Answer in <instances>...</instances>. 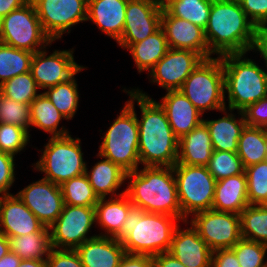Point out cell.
<instances>
[{"instance_id":"obj_1","label":"cell","mask_w":267,"mask_h":267,"mask_svg":"<svg viewBox=\"0 0 267 267\" xmlns=\"http://www.w3.org/2000/svg\"><path fill=\"white\" fill-rule=\"evenodd\" d=\"M135 91V102L141 109L138 153L144 166L173 167L178 158V141L158 102L140 89Z\"/></svg>"},{"instance_id":"obj_2","label":"cell","mask_w":267,"mask_h":267,"mask_svg":"<svg viewBox=\"0 0 267 267\" xmlns=\"http://www.w3.org/2000/svg\"><path fill=\"white\" fill-rule=\"evenodd\" d=\"M256 26L249 20L238 0H212L209 20L204 29L211 54L252 51Z\"/></svg>"},{"instance_id":"obj_3","label":"cell","mask_w":267,"mask_h":267,"mask_svg":"<svg viewBox=\"0 0 267 267\" xmlns=\"http://www.w3.org/2000/svg\"><path fill=\"white\" fill-rule=\"evenodd\" d=\"M125 194L133 206L147 213H161L182 220L173 167L144 166L126 173Z\"/></svg>"},{"instance_id":"obj_4","label":"cell","mask_w":267,"mask_h":267,"mask_svg":"<svg viewBox=\"0 0 267 267\" xmlns=\"http://www.w3.org/2000/svg\"><path fill=\"white\" fill-rule=\"evenodd\" d=\"M179 221L177 217L147 213L133 206L115 238L121 241L126 253L154 256L169 252Z\"/></svg>"},{"instance_id":"obj_5","label":"cell","mask_w":267,"mask_h":267,"mask_svg":"<svg viewBox=\"0 0 267 267\" xmlns=\"http://www.w3.org/2000/svg\"><path fill=\"white\" fill-rule=\"evenodd\" d=\"M247 53L222 55L224 69V90L228 93L226 109L243 111L249 105L267 96V71L260 68L253 59L244 57Z\"/></svg>"},{"instance_id":"obj_6","label":"cell","mask_w":267,"mask_h":267,"mask_svg":"<svg viewBox=\"0 0 267 267\" xmlns=\"http://www.w3.org/2000/svg\"><path fill=\"white\" fill-rule=\"evenodd\" d=\"M130 99L123 106L120 115L114 120L104 133L103 141L99 146L98 157L111 160L126 173L138 169L140 164L138 145L139 127L135 112V91L123 90Z\"/></svg>"},{"instance_id":"obj_7","label":"cell","mask_w":267,"mask_h":267,"mask_svg":"<svg viewBox=\"0 0 267 267\" xmlns=\"http://www.w3.org/2000/svg\"><path fill=\"white\" fill-rule=\"evenodd\" d=\"M180 91L197 110L222 112L226 108L221 57L203 59L184 81Z\"/></svg>"},{"instance_id":"obj_8","label":"cell","mask_w":267,"mask_h":267,"mask_svg":"<svg viewBox=\"0 0 267 267\" xmlns=\"http://www.w3.org/2000/svg\"><path fill=\"white\" fill-rule=\"evenodd\" d=\"M41 158L34 164L36 170L45 173L43 178L55 184L80 176L86 171L81 140L70 134L49 138Z\"/></svg>"},{"instance_id":"obj_9","label":"cell","mask_w":267,"mask_h":267,"mask_svg":"<svg viewBox=\"0 0 267 267\" xmlns=\"http://www.w3.org/2000/svg\"><path fill=\"white\" fill-rule=\"evenodd\" d=\"M173 172L182 220L188 224L189 215L212 209L216 179L206 166L175 164Z\"/></svg>"},{"instance_id":"obj_10","label":"cell","mask_w":267,"mask_h":267,"mask_svg":"<svg viewBox=\"0 0 267 267\" xmlns=\"http://www.w3.org/2000/svg\"><path fill=\"white\" fill-rule=\"evenodd\" d=\"M0 42L35 53L52 44L31 0L0 19Z\"/></svg>"},{"instance_id":"obj_11","label":"cell","mask_w":267,"mask_h":267,"mask_svg":"<svg viewBox=\"0 0 267 267\" xmlns=\"http://www.w3.org/2000/svg\"><path fill=\"white\" fill-rule=\"evenodd\" d=\"M95 223V207L64 204L61 214L49 227L51 247L76 249L88 239L97 236H87Z\"/></svg>"},{"instance_id":"obj_12","label":"cell","mask_w":267,"mask_h":267,"mask_svg":"<svg viewBox=\"0 0 267 267\" xmlns=\"http://www.w3.org/2000/svg\"><path fill=\"white\" fill-rule=\"evenodd\" d=\"M192 216L190 224L212 251L232 248L242 238L239 214L209 209Z\"/></svg>"},{"instance_id":"obj_13","label":"cell","mask_w":267,"mask_h":267,"mask_svg":"<svg viewBox=\"0 0 267 267\" xmlns=\"http://www.w3.org/2000/svg\"><path fill=\"white\" fill-rule=\"evenodd\" d=\"M44 32L52 41L70 33V28L87 21L88 0H31ZM68 30V31H67Z\"/></svg>"},{"instance_id":"obj_14","label":"cell","mask_w":267,"mask_h":267,"mask_svg":"<svg viewBox=\"0 0 267 267\" xmlns=\"http://www.w3.org/2000/svg\"><path fill=\"white\" fill-rule=\"evenodd\" d=\"M46 48L35 52L31 60L30 71L40 89L54 87L57 84L68 81L85 66L78 65L74 61L73 50H54L47 56Z\"/></svg>"},{"instance_id":"obj_15","label":"cell","mask_w":267,"mask_h":267,"mask_svg":"<svg viewBox=\"0 0 267 267\" xmlns=\"http://www.w3.org/2000/svg\"><path fill=\"white\" fill-rule=\"evenodd\" d=\"M203 59L199 53L191 50L169 48L149 71L150 81L166 91L180 90L186 78Z\"/></svg>"},{"instance_id":"obj_16","label":"cell","mask_w":267,"mask_h":267,"mask_svg":"<svg viewBox=\"0 0 267 267\" xmlns=\"http://www.w3.org/2000/svg\"><path fill=\"white\" fill-rule=\"evenodd\" d=\"M16 195L48 228L56 221L64 207L60 185L45 178L30 183Z\"/></svg>"},{"instance_id":"obj_17","label":"cell","mask_w":267,"mask_h":267,"mask_svg":"<svg viewBox=\"0 0 267 267\" xmlns=\"http://www.w3.org/2000/svg\"><path fill=\"white\" fill-rule=\"evenodd\" d=\"M162 8L148 0H128L122 36L117 42L126 48L143 41L161 28Z\"/></svg>"},{"instance_id":"obj_18","label":"cell","mask_w":267,"mask_h":267,"mask_svg":"<svg viewBox=\"0 0 267 267\" xmlns=\"http://www.w3.org/2000/svg\"><path fill=\"white\" fill-rule=\"evenodd\" d=\"M161 28L169 48L191 50L199 53L204 59L211 58L204 29L200 26L174 17L165 9L161 14Z\"/></svg>"},{"instance_id":"obj_19","label":"cell","mask_w":267,"mask_h":267,"mask_svg":"<svg viewBox=\"0 0 267 267\" xmlns=\"http://www.w3.org/2000/svg\"><path fill=\"white\" fill-rule=\"evenodd\" d=\"M37 231H49L17 195L0 196V233L17 237Z\"/></svg>"},{"instance_id":"obj_20","label":"cell","mask_w":267,"mask_h":267,"mask_svg":"<svg viewBox=\"0 0 267 267\" xmlns=\"http://www.w3.org/2000/svg\"><path fill=\"white\" fill-rule=\"evenodd\" d=\"M190 226L176 228L169 252L187 267H211L213 251Z\"/></svg>"},{"instance_id":"obj_21","label":"cell","mask_w":267,"mask_h":267,"mask_svg":"<svg viewBox=\"0 0 267 267\" xmlns=\"http://www.w3.org/2000/svg\"><path fill=\"white\" fill-rule=\"evenodd\" d=\"M161 100L158 103L165 110L173 133L178 139L203 122V115L180 90L167 91Z\"/></svg>"},{"instance_id":"obj_22","label":"cell","mask_w":267,"mask_h":267,"mask_svg":"<svg viewBox=\"0 0 267 267\" xmlns=\"http://www.w3.org/2000/svg\"><path fill=\"white\" fill-rule=\"evenodd\" d=\"M75 250L84 267H118L126 253L121 241L100 234L88 239Z\"/></svg>"},{"instance_id":"obj_23","label":"cell","mask_w":267,"mask_h":267,"mask_svg":"<svg viewBox=\"0 0 267 267\" xmlns=\"http://www.w3.org/2000/svg\"><path fill=\"white\" fill-rule=\"evenodd\" d=\"M128 0H88L87 21L118 42L122 36Z\"/></svg>"},{"instance_id":"obj_24","label":"cell","mask_w":267,"mask_h":267,"mask_svg":"<svg viewBox=\"0 0 267 267\" xmlns=\"http://www.w3.org/2000/svg\"><path fill=\"white\" fill-rule=\"evenodd\" d=\"M213 151L209 130L201 122L179 139L176 164L207 166Z\"/></svg>"},{"instance_id":"obj_25","label":"cell","mask_w":267,"mask_h":267,"mask_svg":"<svg viewBox=\"0 0 267 267\" xmlns=\"http://www.w3.org/2000/svg\"><path fill=\"white\" fill-rule=\"evenodd\" d=\"M248 205L245 172L216 181L213 210L240 215Z\"/></svg>"},{"instance_id":"obj_26","label":"cell","mask_w":267,"mask_h":267,"mask_svg":"<svg viewBox=\"0 0 267 267\" xmlns=\"http://www.w3.org/2000/svg\"><path fill=\"white\" fill-rule=\"evenodd\" d=\"M230 113L227 114L226 108L222 111L225 116L218 118L217 120H205L212 146L217 151H230L237 152V144L240 138L242 130L246 126L244 114L242 111H237L240 118L237 120L233 110H228Z\"/></svg>"},{"instance_id":"obj_27","label":"cell","mask_w":267,"mask_h":267,"mask_svg":"<svg viewBox=\"0 0 267 267\" xmlns=\"http://www.w3.org/2000/svg\"><path fill=\"white\" fill-rule=\"evenodd\" d=\"M133 207L128 196L124 193L117 197L99 198L95 205L96 224L104 229L100 236L115 238L123 228L129 210Z\"/></svg>"},{"instance_id":"obj_28","label":"cell","mask_w":267,"mask_h":267,"mask_svg":"<svg viewBox=\"0 0 267 267\" xmlns=\"http://www.w3.org/2000/svg\"><path fill=\"white\" fill-rule=\"evenodd\" d=\"M85 174L98 198H106L110 194V197H117L125 193V190L120 194L115 193L125 182L126 172L111 160L104 158L98 161L90 172L86 165Z\"/></svg>"},{"instance_id":"obj_29","label":"cell","mask_w":267,"mask_h":267,"mask_svg":"<svg viewBox=\"0 0 267 267\" xmlns=\"http://www.w3.org/2000/svg\"><path fill=\"white\" fill-rule=\"evenodd\" d=\"M126 50L134 58L138 72L149 71L169 50L168 42L164 30L160 28L154 34L148 36L143 41L129 44Z\"/></svg>"},{"instance_id":"obj_30","label":"cell","mask_w":267,"mask_h":267,"mask_svg":"<svg viewBox=\"0 0 267 267\" xmlns=\"http://www.w3.org/2000/svg\"><path fill=\"white\" fill-rule=\"evenodd\" d=\"M31 127L35 126L52 137L65 136L69 132L63 127H59L60 121L67 118L61 114L52 104L50 99L42 92L30 104Z\"/></svg>"},{"instance_id":"obj_31","label":"cell","mask_w":267,"mask_h":267,"mask_svg":"<svg viewBox=\"0 0 267 267\" xmlns=\"http://www.w3.org/2000/svg\"><path fill=\"white\" fill-rule=\"evenodd\" d=\"M244 168L264 161L267 154V129L245 126L237 144Z\"/></svg>"},{"instance_id":"obj_32","label":"cell","mask_w":267,"mask_h":267,"mask_svg":"<svg viewBox=\"0 0 267 267\" xmlns=\"http://www.w3.org/2000/svg\"><path fill=\"white\" fill-rule=\"evenodd\" d=\"M10 251L21 259L46 260L51 250L49 231L8 237Z\"/></svg>"},{"instance_id":"obj_33","label":"cell","mask_w":267,"mask_h":267,"mask_svg":"<svg viewBox=\"0 0 267 267\" xmlns=\"http://www.w3.org/2000/svg\"><path fill=\"white\" fill-rule=\"evenodd\" d=\"M33 54L0 42V85L17 75L29 72Z\"/></svg>"},{"instance_id":"obj_34","label":"cell","mask_w":267,"mask_h":267,"mask_svg":"<svg viewBox=\"0 0 267 267\" xmlns=\"http://www.w3.org/2000/svg\"><path fill=\"white\" fill-rule=\"evenodd\" d=\"M240 218L242 238L267 245V205H248Z\"/></svg>"},{"instance_id":"obj_35","label":"cell","mask_w":267,"mask_h":267,"mask_svg":"<svg viewBox=\"0 0 267 267\" xmlns=\"http://www.w3.org/2000/svg\"><path fill=\"white\" fill-rule=\"evenodd\" d=\"M75 76L76 74L68 81L47 88L48 90L43 92L67 120L75 116L79 103L78 85Z\"/></svg>"},{"instance_id":"obj_36","label":"cell","mask_w":267,"mask_h":267,"mask_svg":"<svg viewBox=\"0 0 267 267\" xmlns=\"http://www.w3.org/2000/svg\"><path fill=\"white\" fill-rule=\"evenodd\" d=\"M60 188L66 205L95 207L98 203L99 198L85 173L63 182Z\"/></svg>"},{"instance_id":"obj_37","label":"cell","mask_w":267,"mask_h":267,"mask_svg":"<svg viewBox=\"0 0 267 267\" xmlns=\"http://www.w3.org/2000/svg\"><path fill=\"white\" fill-rule=\"evenodd\" d=\"M212 0H177L166 10L174 17L182 18L205 29L211 9Z\"/></svg>"},{"instance_id":"obj_38","label":"cell","mask_w":267,"mask_h":267,"mask_svg":"<svg viewBox=\"0 0 267 267\" xmlns=\"http://www.w3.org/2000/svg\"><path fill=\"white\" fill-rule=\"evenodd\" d=\"M31 71L17 75L0 85V93L16 102L30 105L39 95Z\"/></svg>"},{"instance_id":"obj_39","label":"cell","mask_w":267,"mask_h":267,"mask_svg":"<svg viewBox=\"0 0 267 267\" xmlns=\"http://www.w3.org/2000/svg\"><path fill=\"white\" fill-rule=\"evenodd\" d=\"M249 205H267V162L245 168Z\"/></svg>"},{"instance_id":"obj_40","label":"cell","mask_w":267,"mask_h":267,"mask_svg":"<svg viewBox=\"0 0 267 267\" xmlns=\"http://www.w3.org/2000/svg\"><path fill=\"white\" fill-rule=\"evenodd\" d=\"M206 167L216 181L242 174L245 171L237 152L230 151L214 150Z\"/></svg>"},{"instance_id":"obj_41","label":"cell","mask_w":267,"mask_h":267,"mask_svg":"<svg viewBox=\"0 0 267 267\" xmlns=\"http://www.w3.org/2000/svg\"><path fill=\"white\" fill-rule=\"evenodd\" d=\"M241 267H267V245L241 238L232 248Z\"/></svg>"},{"instance_id":"obj_42","label":"cell","mask_w":267,"mask_h":267,"mask_svg":"<svg viewBox=\"0 0 267 267\" xmlns=\"http://www.w3.org/2000/svg\"><path fill=\"white\" fill-rule=\"evenodd\" d=\"M0 123L12 124L29 132L30 105L16 102L0 93Z\"/></svg>"},{"instance_id":"obj_43","label":"cell","mask_w":267,"mask_h":267,"mask_svg":"<svg viewBox=\"0 0 267 267\" xmlns=\"http://www.w3.org/2000/svg\"><path fill=\"white\" fill-rule=\"evenodd\" d=\"M29 132L21 127L0 123V151L17 155L29 142Z\"/></svg>"},{"instance_id":"obj_44","label":"cell","mask_w":267,"mask_h":267,"mask_svg":"<svg viewBox=\"0 0 267 267\" xmlns=\"http://www.w3.org/2000/svg\"><path fill=\"white\" fill-rule=\"evenodd\" d=\"M46 264L47 267H84L75 249L51 248Z\"/></svg>"},{"instance_id":"obj_45","label":"cell","mask_w":267,"mask_h":267,"mask_svg":"<svg viewBox=\"0 0 267 267\" xmlns=\"http://www.w3.org/2000/svg\"><path fill=\"white\" fill-rule=\"evenodd\" d=\"M14 155L0 151V196L11 195L8 192L15 181Z\"/></svg>"},{"instance_id":"obj_46","label":"cell","mask_w":267,"mask_h":267,"mask_svg":"<svg viewBox=\"0 0 267 267\" xmlns=\"http://www.w3.org/2000/svg\"><path fill=\"white\" fill-rule=\"evenodd\" d=\"M247 126L267 129V96L242 111Z\"/></svg>"},{"instance_id":"obj_47","label":"cell","mask_w":267,"mask_h":267,"mask_svg":"<svg viewBox=\"0 0 267 267\" xmlns=\"http://www.w3.org/2000/svg\"><path fill=\"white\" fill-rule=\"evenodd\" d=\"M249 20L257 27L267 24V0H238Z\"/></svg>"},{"instance_id":"obj_48","label":"cell","mask_w":267,"mask_h":267,"mask_svg":"<svg viewBox=\"0 0 267 267\" xmlns=\"http://www.w3.org/2000/svg\"><path fill=\"white\" fill-rule=\"evenodd\" d=\"M211 267H241L235 252L229 249H219L213 251Z\"/></svg>"},{"instance_id":"obj_49","label":"cell","mask_w":267,"mask_h":267,"mask_svg":"<svg viewBox=\"0 0 267 267\" xmlns=\"http://www.w3.org/2000/svg\"><path fill=\"white\" fill-rule=\"evenodd\" d=\"M118 267H153V258L145 254L125 253Z\"/></svg>"},{"instance_id":"obj_50","label":"cell","mask_w":267,"mask_h":267,"mask_svg":"<svg viewBox=\"0 0 267 267\" xmlns=\"http://www.w3.org/2000/svg\"><path fill=\"white\" fill-rule=\"evenodd\" d=\"M252 50L260 52L267 67V24L256 27L255 40Z\"/></svg>"},{"instance_id":"obj_51","label":"cell","mask_w":267,"mask_h":267,"mask_svg":"<svg viewBox=\"0 0 267 267\" xmlns=\"http://www.w3.org/2000/svg\"><path fill=\"white\" fill-rule=\"evenodd\" d=\"M153 267H187L175 258L170 252H163L152 256Z\"/></svg>"},{"instance_id":"obj_52","label":"cell","mask_w":267,"mask_h":267,"mask_svg":"<svg viewBox=\"0 0 267 267\" xmlns=\"http://www.w3.org/2000/svg\"><path fill=\"white\" fill-rule=\"evenodd\" d=\"M28 0H0V19L7 16L11 11L20 8Z\"/></svg>"},{"instance_id":"obj_53","label":"cell","mask_w":267,"mask_h":267,"mask_svg":"<svg viewBox=\"0 0 267 267\" xmlns=\"http://www.w3.org/2000/svg\"><path fill=\"white\" fill-rule=\"evenodd\" d=\"M21 260L13 252L9 251L5 256L0 258V267H18Z\"/></svg>"},{"instance_id":"obj_54","label":"cell","mask_w":267,"mask_h":267,"mask_svg":"<svg viewBox=\"0 0 267 267\" xmlns=\"http://www.w3.org/2000/svg\"><path fill=\"white\" fill-rule=\"evenodd\" d=\"M18 267H47L46 260L22 259Z\"/></svg>"},{"instance_id":"obj_55","label":"cell","mask_w":267,"mask_h":267,"mask_svg":"<svg viewBox=\"0 0 267 267\" xmlns=\"http://www.w3.org/2000/svg\"><path fill=\"white\" fill-rule=\"evenodd\" d=\"M10 251L8 238L0 233V258Z\"/></svg>"},{"instance_id":"obj_56","label":"cell","mask_w":267,"mask_h":267,"mask_svg":"<svg viewBox=\"0 0 267 267\" xmlns=\"http://www.w3.org/2000/svg\"><path fill=\"white\" fill-rule=\"evenodd\" d=\"M174 1H177V0H161L159 6L162 8V10H165Z\"/></svg>"},{"instance_id":"obj_57","label":"cell","mask_w":267,"mask_h":267,"mask_svg":"<svg viewBox=\"0 0 267 267\" xmlns=\"http://www.w3.org/2000/svg\"><path fill=\"white\" fill-rule=\"evenodd\" d=\"M148 1H151L153 3H156L157 5H160V2H161V0H148Z\"/></svg>"},{"instance_id":"obj_58","label":"cell","mask_w":267,"mask_h":267,"mask_svg":"<svg viewBox=\"0 0 267 267\" xmlns=\"http://www.w3.org/2000/svg\"><path fill=\"white\" fill-rule=\"evenodd\" d=\"M264 161H265V162H267V154H266V156H265V159H264Z\"/></svg>"}]
</instances>
